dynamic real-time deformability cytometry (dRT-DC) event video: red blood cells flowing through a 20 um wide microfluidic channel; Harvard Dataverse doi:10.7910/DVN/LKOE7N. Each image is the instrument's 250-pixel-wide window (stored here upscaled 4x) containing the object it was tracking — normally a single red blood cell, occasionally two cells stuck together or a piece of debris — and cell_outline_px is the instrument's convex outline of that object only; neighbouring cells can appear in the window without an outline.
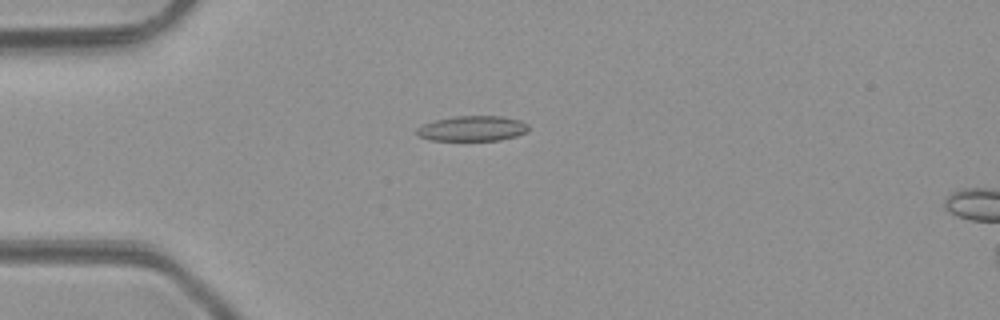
{"species": "common noctule bat (a hibernating species)", "species_latin": "Nyctalus noctula", "temperature_condition": "room temperature", "stored_images_in_passage": 2, "camera_frame_rate_fps": 3000, "um_per_image_px": 0.085, "animal": {"sex": "male", "body_mass_g": 23.1, "forearm_length_mm": 52.7}, "frame": {"image": 1, "passage_image": 1, "time_ms": 0.0, "image_size_px": [1000, 320], "cell_outline_px": [[528, 132], [516, 136], [500, 140], [428, 140], [416, 136], [416, 128], [424, 124], [436, 120], [452, 116], [504, 116], [520, 120], [528, 124]], "centroid_in_image_um": [40.15, 10.92], "position_along_channel_um": 44.9, "area_um2": 16.59}}